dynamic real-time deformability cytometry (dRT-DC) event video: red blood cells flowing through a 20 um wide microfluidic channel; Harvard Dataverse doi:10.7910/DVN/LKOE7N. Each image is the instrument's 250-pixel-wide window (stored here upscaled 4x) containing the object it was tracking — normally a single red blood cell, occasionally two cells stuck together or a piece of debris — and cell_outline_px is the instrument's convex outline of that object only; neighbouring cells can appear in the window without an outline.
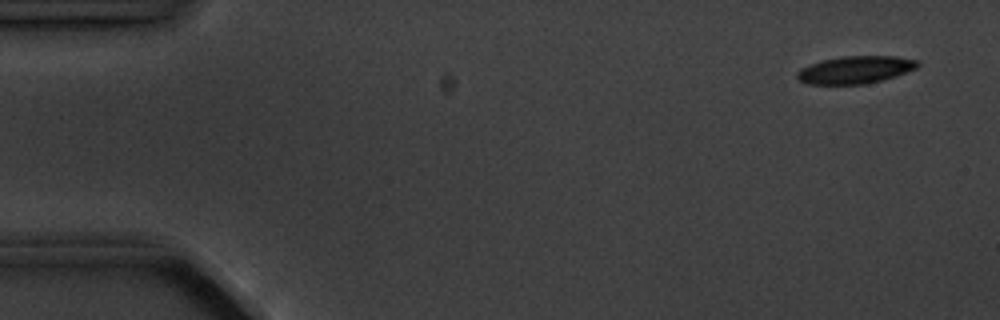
{"species": "common noctule bat (a hibernating species)", "species_latin": "Nyctalus noctula", "temperature_condition": "cold", "stored_images_in_passage": 5, "camera_frame_rate_fps": 3000, "um_per_image_px": 0.085, "animal": {"sex": "male", "body_mass_g": 20.1, "forearm_length_mm": 53.5}, "frame": {"image": 1, "passage_image": 1, "time_ms": 0.0, "image_size_px": [1000, 320], "cell_outline_px": [[920, 64], [916, 68], [896, 76], [864, 84], [808, 84], [800, 80], [796, 76], [796, 72], [800, 68], [808, 64], [820, 60], [844, 56], [896, 56], [916, 60]], "centroid_in_image_um": [72.66, 5.92], "position_along_channel_um": 12.3, "area_um2": 19.31}}